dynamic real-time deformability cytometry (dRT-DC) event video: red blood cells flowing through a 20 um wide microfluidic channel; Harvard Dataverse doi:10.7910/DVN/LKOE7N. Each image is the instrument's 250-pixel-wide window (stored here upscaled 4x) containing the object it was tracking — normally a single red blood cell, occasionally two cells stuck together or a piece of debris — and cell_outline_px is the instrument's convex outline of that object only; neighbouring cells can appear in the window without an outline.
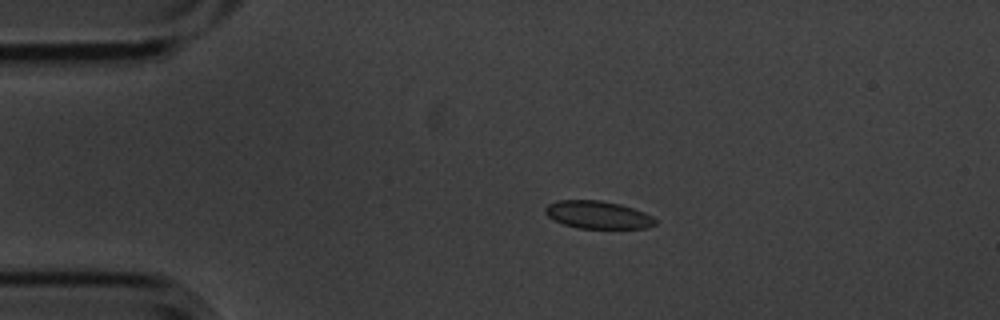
{"species": "common noctule bat (a hibernating species)", "species_latin": "Nyctalus noctula", "temperature_condition": "cold", "stored_images_in_passage": 6, "camera_frame_rate_fps": 3000, "um_per_image_px": 0.085, "animal": {"sex": "male", "body_mass_g": 20.1, "forearm_length_mm": 53.5}, "frame": {"image": 1, "passage_image": 3, "time_ms": 0.667, "image_size_px": [1000, 320], "cell_outline_px": [[656, 224], [648, 228], [576, 228], [552, 220], [544, 212], [544, 208], [548, 204], [556, 200], [600, 200], [620, 204], [644, 212], [652, 216], [656, 220]], "centroid_in_image_um": [50.79, 18.26], "position_along_channel_um": 34.2, "area_um2": 17.86}}
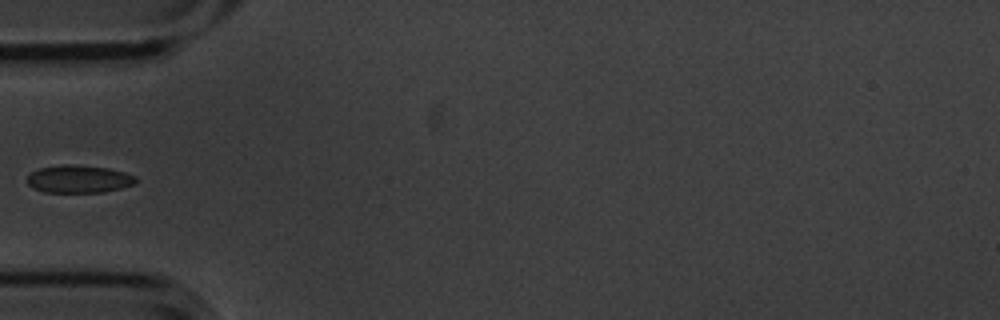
{"frame": {"image": 2, "passage_image": 5, "time_ms": 1.333, "image_size_px": [1000, 320], "cell_outline_px": [[136, 184], [104, 192], [44, 192], [32, 188], [28, 184], [28, 176], [32, 172], [40, 168], [64, 164], [72, 164], [108, 168], [124, 172], [136, 176]], "centroid_in_image_um": [6.71, 15.22], "position_along_channel_um": 78.3, "area_um2": 17.51}}
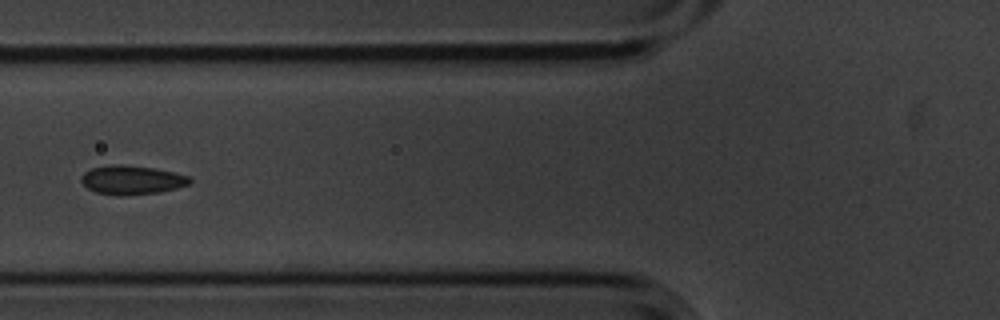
{"frame": {"image": 3, "passage_image": 6, "time_ms": 1.667, "image_size_px": [1000, 320], "cell_outline_px": [[192, 180], [188, 184], [176, 188], [160, 192], [116, 196], [96, 192], [88, 188], [80, 180], [80, 176], [84, 172], [92, 168], [112, 164], [120, 164], [156, 168], [188, 176]], "centroid_in_image_um": [11.17, 15.29], "position_along_channel_um": 114.6, "area_um2": 18.26}}